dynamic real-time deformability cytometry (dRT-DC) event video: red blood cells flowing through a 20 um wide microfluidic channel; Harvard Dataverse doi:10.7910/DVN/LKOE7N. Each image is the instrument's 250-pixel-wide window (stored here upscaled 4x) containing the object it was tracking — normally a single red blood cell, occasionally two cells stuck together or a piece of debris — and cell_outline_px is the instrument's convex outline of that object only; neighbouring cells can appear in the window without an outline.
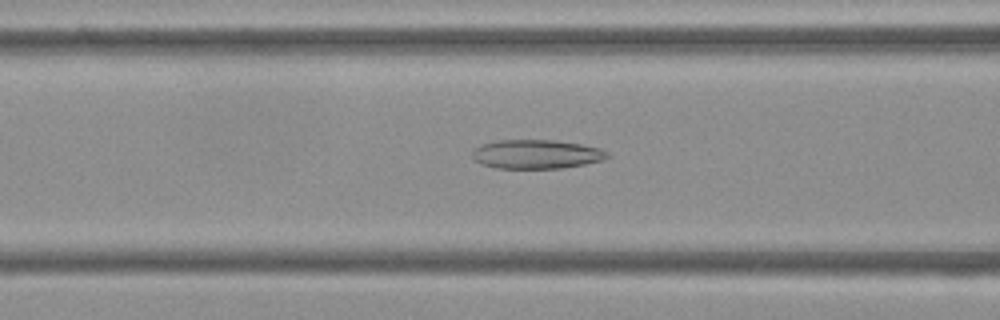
{"species": "Egyptian fruit bat (a non-hibernating species)", "species_latin": "Rousettus aegyptiacus", "temperature_condition": "cold", "stored_images_in_passage": 54, "camera_frame_rate_fps": 3000, "um_per_image_px": 0.085, "frame": {"image": 1, "passage_image": 21, "time_ms": 6.667, "image_size_px": [1000, 320], "cell_outline_px": [[612, 156], [600, 160], [584, 164], [560, 168], [496, 168], [480, 164], [472, 156], [472, 152], [480, 144], [496, 140], [552, 140], [580, 144], [600, 148], [608, 152]], "centroid_in_image_um": [45.57, 13.1], "position_along_channel_um": 121.0, "area_um2": 22.77}}
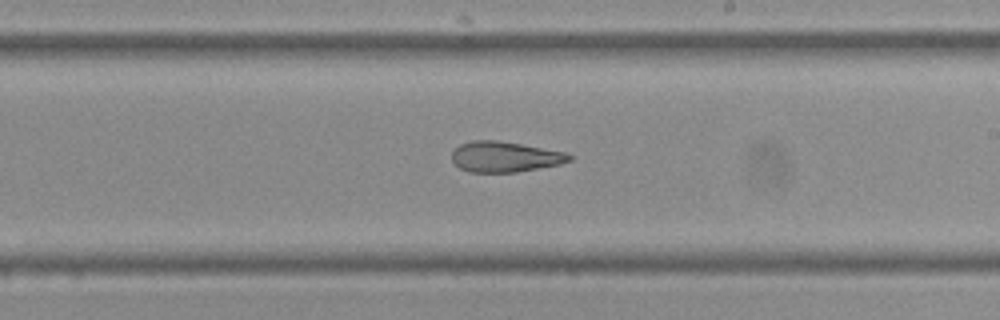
{"frame": {"image": 2, "passage_image": 31, "time_ms": 10.0, "image_size_px": [1000, 320], "cell_outline_px": [[576, 156], [572, 160], [560, 164], [516, 172], [468, 172], [460, 168], [452, 160], [452, 152], [460, 144], [472, 140], [496, 140], [568, 152]], "centroid_in_image_um": [42.95, 13.32], "position_along_channel_um": 246.0, "area_um2": 20.98}}
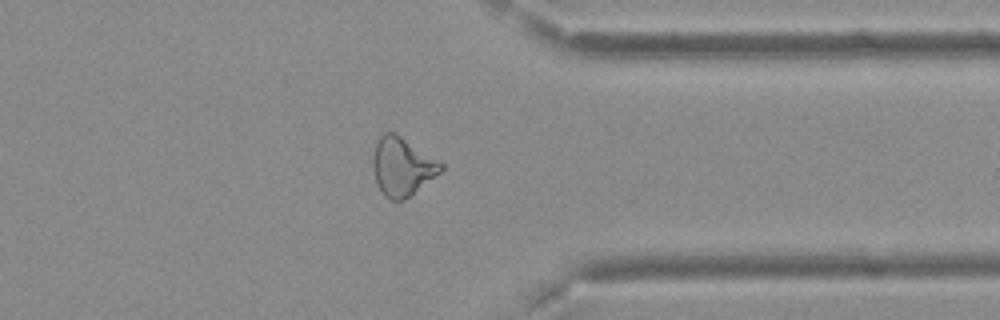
{"frame": {"image": 3, "passage_image": 42, "time_ms": 13.667, "image_size_px": [1000, 320], "cell_outline_px": [[444, 168], [440, 172], [412, 196], [404, 200], [392, 200], [384, 196], [376, 180], [372, 168], [372, 160], [376, 140], [384, 132], [392, 132], [400, 136], [444, 164]], "centroid_in_image_um": [34.17, 14.18], "position_along_channel_um": 377.2, "area_um2": 23.0}, "authors_computed_cell_mechanics": {"area_um2": 24.4205, "velocity_mm_per_s": 3.7463, "shape_relaxation_time_tau1_ms": null, "shape_relaxation_time_tau2_ms": 3.0779, "deformation_change_tau1": null, "deformation_change_tau2": 0.1199}}